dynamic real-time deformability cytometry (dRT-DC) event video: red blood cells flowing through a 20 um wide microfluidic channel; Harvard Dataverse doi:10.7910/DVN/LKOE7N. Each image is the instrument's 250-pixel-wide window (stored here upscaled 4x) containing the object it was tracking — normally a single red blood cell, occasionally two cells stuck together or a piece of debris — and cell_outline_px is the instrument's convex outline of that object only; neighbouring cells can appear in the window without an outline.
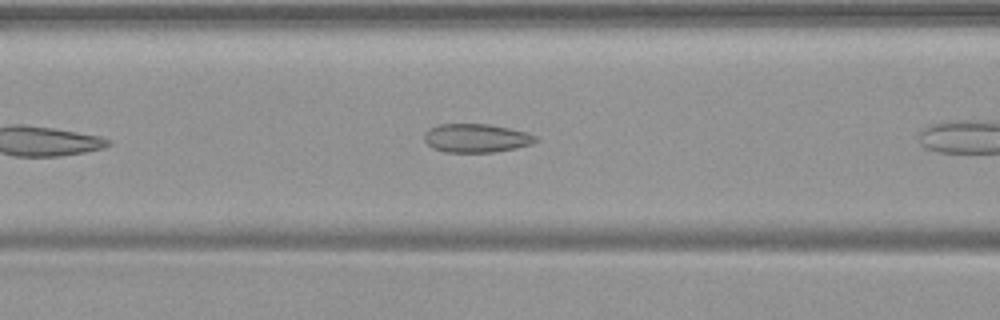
{"species": "common noctule bat (a hibernating species)", "species_latin": "Nyctalus noctula", "temperature_condition": "warm", "stored_images_in_passage": 9, "camera_frame_rate_fps": 3000, "um_per_image_px": 0.085, "animal": {"sex": "female", "body_mass_g": 19.9}, "frame": {"image": 1, "passage_image": 7, "time_ms": 2.0, "image_size_px": [1000, 320], "cell_outline_px": [[540, 140], [532, 144], [516, 148], [492, 152], [444, 152], [432, 148], [424, 140], [424, 132], [428, 128], [440, 124], [488, 124], [528, 132], [536, 136]], "centroid_in_image_um": [40.48, 11.74], "position_along_channel_um": 126.1, "area_um2": 18.73}}